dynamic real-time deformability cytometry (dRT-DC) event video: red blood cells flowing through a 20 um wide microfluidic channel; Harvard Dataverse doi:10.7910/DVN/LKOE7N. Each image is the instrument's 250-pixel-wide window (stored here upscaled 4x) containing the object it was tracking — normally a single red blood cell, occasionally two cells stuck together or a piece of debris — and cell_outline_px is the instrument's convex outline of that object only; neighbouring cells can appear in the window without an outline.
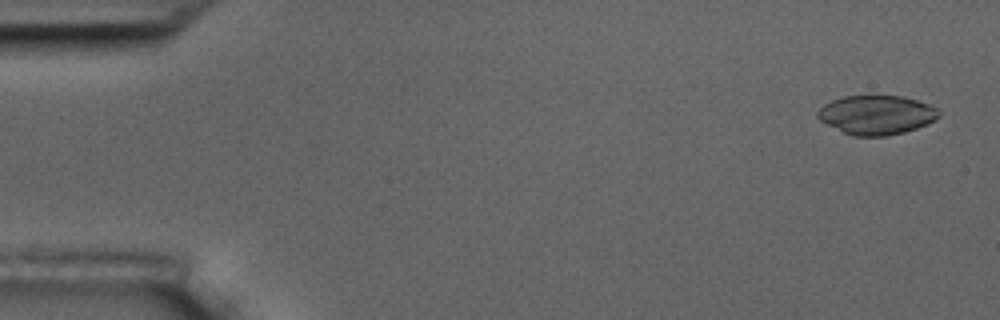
{"species": "common noctule bat (a hibernating species)", "species_latin": "Nyctalus noctula", "temperature_condition": "room temperature", "stored_images_in_passage": 5, "camera_frame_rate_fps": 3000, "um_per_image_px": 0.085, "animal": {"sex": "male", "body_mass_g": 17.5, "forearm_length_mm": 52.3}, "frame": {"image": 1, "passage_image": 1, "time_ms": 0.0, "image_size_px": [1000, 320], "cell_outline_px": [[940, 116], [936, 120], [928, 124], [904, 132], [884, 136], [852, 136], [820, 120], [816, 116], [816, 112], [824, 104], [832, 100], [844, 96], [904, 96], [928, 104], [936, 108], [940, 112]], "centroid_in_image_um": [74.52, 9.76], "position_along_channel_um": 10.5, "area_um2": 27.57}}
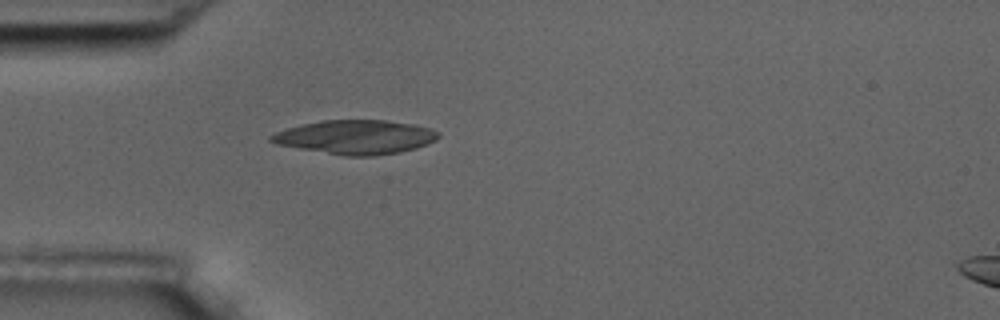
{"frame": {"image": 2, "passage_image": 5, "time_ms": 4.667, "image_size_px": [1000, 320], "cell_outline_px": [[440, 136], [436, 140], [428, 144], [416, 148], [400, 152], [376, 156], [344, 156], [276, 144], [268, 140], [268, 136], [276, 132], [288, 128], [304, 124], [324, 120], [384, 120], [412, 124], [428, 128], [440, 132]], "centroid_in_image_um": [30.24, 11.66], "position_along_channel_um": 54.8, "area_um2": 33.12}}